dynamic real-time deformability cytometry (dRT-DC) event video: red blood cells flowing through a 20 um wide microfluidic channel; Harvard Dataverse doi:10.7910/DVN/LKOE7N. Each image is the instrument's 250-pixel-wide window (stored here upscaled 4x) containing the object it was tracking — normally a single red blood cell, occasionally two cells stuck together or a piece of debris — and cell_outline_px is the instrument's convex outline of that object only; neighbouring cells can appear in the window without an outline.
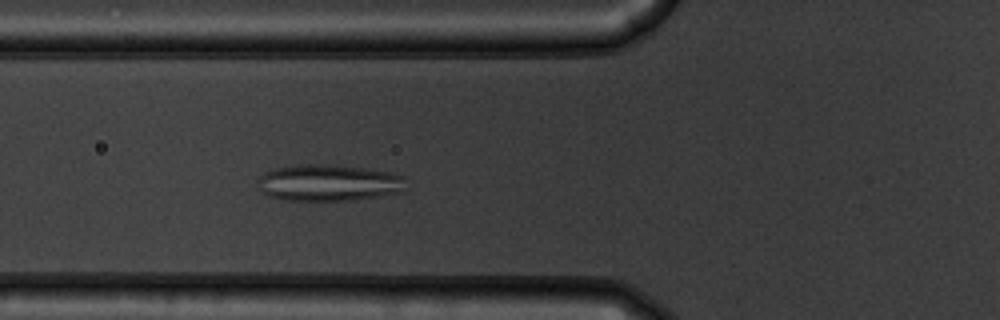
{"species": "common noctule bat (a hibernating species)", "species_latin": "Nyctalus noctula", "temperature_condition": "warm", "stored_images_in_passage": 46, "camera_frame_rate_fps": 3000, "um_per_image_px": 0.085, "animal": {"sex": "male", "body_mass_g": 19.5, "forearm_length_mm": 54.6}, "frame": {"image": 1, "passage_image": 12, "time_ms": 3.667, "image_size_px": [1000, 320], "cell_outline_px": [[404, 192], [356, 200], [284, 200], [268, 196], [260, 192], [260, 176], [264, 172], [272, 168], [292, 164], [332, 164], [364, 168], [388, 172], [404, 176]], "centroid_in_image_um": [27.92, 15.53], "position_along_channel_um": 97.9, "area_um2": 31.91}}
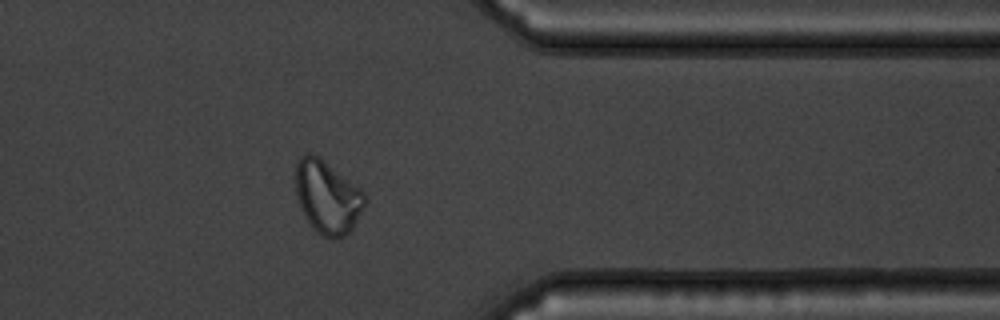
{"frame": {"image": 2, "passage_image": 36, "time_ms": 11.667, "image_size_px": [1000, 320], "cell_outline_px": [[368, 200], [364, 208], [352, 228], [344, 236], [336, 240], [332, 240], [316, 232], [312, 228], [300, 208], [296, 192], [296, 160], [300, 156], [308, 152], [312, 152], [320, 156], [360, 188], [364, 192]], "centroid_in_image_um": [27.83, 16.73], "position_along_channel_um": 383.6, "area_um2": 29.88}}
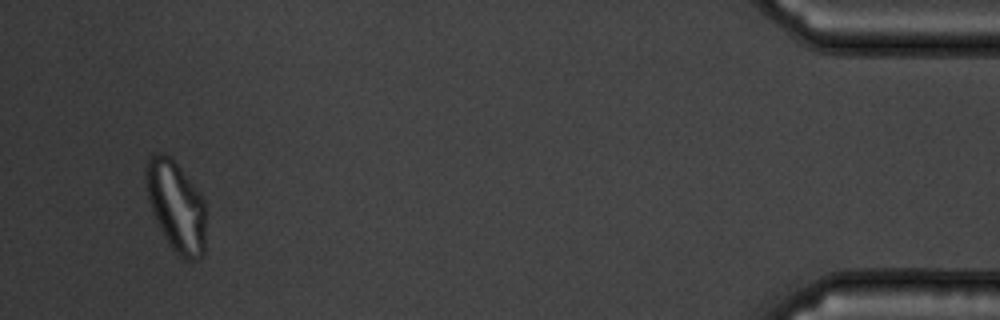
{"frame": {"image": 3, "passage_image": 44, "time_ms": 14.333, "image_size_px": [1000, 320], "cell_outline_px": [[204, 252], [196, 260], [188, 260], [180, 256], [172, 248], [164, 236], [152, 212], [148, 196], [144, 176], [144, 168], [148, 160], [152, 156], [172, 156], [200, 192], [204, 200]], "centroid_in_image_um": [14.97, 17.51], "position_along_channel_um": 420.2, "area_um2": 31.27}}